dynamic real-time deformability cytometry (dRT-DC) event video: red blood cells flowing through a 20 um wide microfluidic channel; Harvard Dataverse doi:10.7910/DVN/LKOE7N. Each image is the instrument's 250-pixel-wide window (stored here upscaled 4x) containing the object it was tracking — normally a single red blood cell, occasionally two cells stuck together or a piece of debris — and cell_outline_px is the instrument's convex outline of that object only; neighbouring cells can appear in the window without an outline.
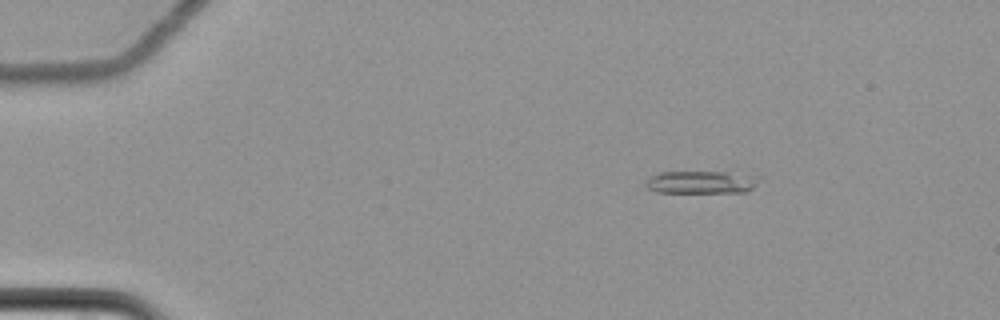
{"species": "common noctule bat (a hibernating species)", "species_latin": "Nyctalus noctula", "temperature_condition": "cold", "stored_images_in_passage": 19, "camera_frame_rate_fps": 3000, "um_per_image_px": 0.085, "animal": {"sex": "female", "body_mass_g": 22.7, "forearm_length_mm": 54.2}, "frame": {"image": 1, "passage_image": 5, "time_ms": 1.333, "image_size_px": [1000, 320], "cell_outline_px": [[756, 184], [748, 192], [656, 192], [648, 188], [644, 184], [644, 180], [660, 172], [728, 172], [748, 176], [756, 180]], "centroid_in_image_um": [59.48, 15.5], "position_along_channel_um": 25.5, "area_um2": 14.57}}
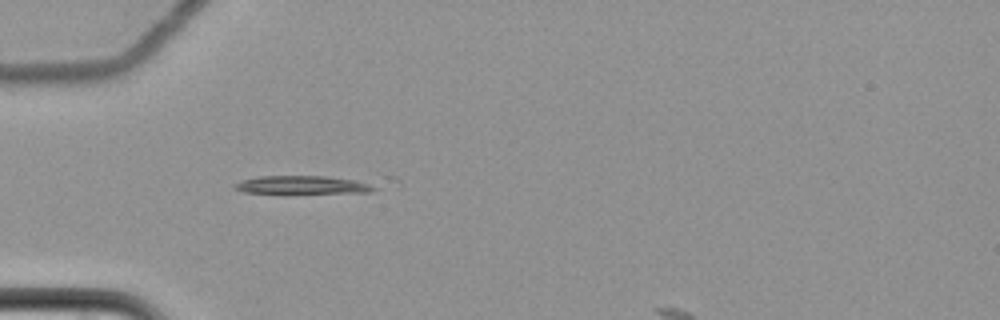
{"frame": {"image": 2, "passage_image": 15, "time_ms": 4.667, "image_size_px": [1000, 320], "cell_outline_px": [[380, 188], [368, 192], [244, 192], [232, 188], [232, 184], [244, 180], [260, 176], [324, 176], [356, 180], [380, 184]], "centroid_in_image_um": [25.8, 15.7], "position_along_channel_um": 59.2, "area_um2": 14.51}}